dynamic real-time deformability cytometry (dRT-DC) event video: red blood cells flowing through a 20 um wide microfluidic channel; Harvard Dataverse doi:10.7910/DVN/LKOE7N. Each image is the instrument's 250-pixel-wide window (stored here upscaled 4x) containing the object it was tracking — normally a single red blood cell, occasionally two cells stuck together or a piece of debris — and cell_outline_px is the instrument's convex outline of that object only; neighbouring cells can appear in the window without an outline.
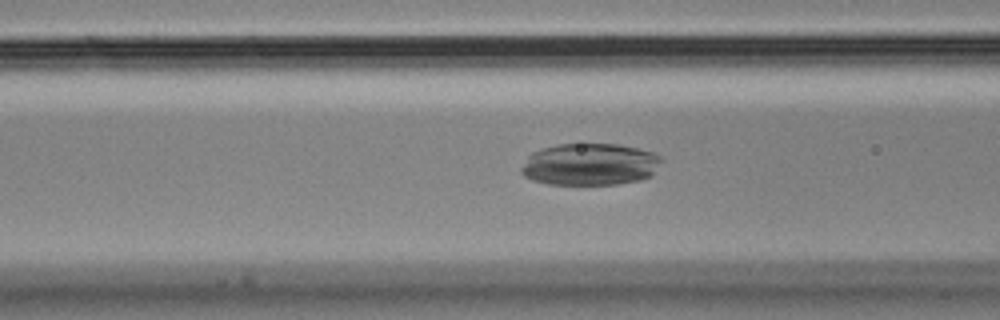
{"species": "Egyptian fruit bat (a non-hibernating species)", "species_latin": "Rousettus aegyptiacus", "temperature_condition": "cold", "stored_images_in_passage": 55, "camera_frame_rate_fps": 3000, "um_per_image_px": 0.085, "animal": {"sex": "male"}, "frame": {"image": 1, "passage_image": 21, "time_ms": 6.667, "image_size_px": [1000, 320], "cell_outline_px": [[664, 160], [652, 176], [640, 180], [616, 184], [548, 184], [532, 180], [524, 176], [520, 172], [520, 168], [528, 156], [532, 152], [544, 148], [560, 144], [620, 144], [652, 152], [660, 156]], "centroid_in_image_um": [50.16, 13.97], "position_along_channel_um": 116.4, "area_um2": 34.51}}
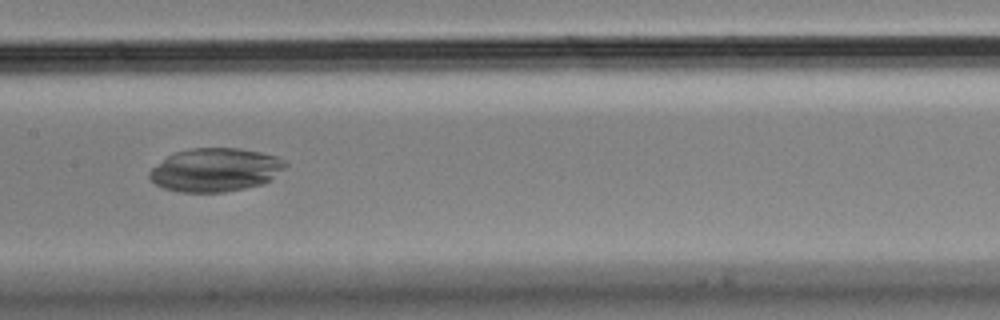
{"frame": {"image": 2, "passage_image": 27, "time_ms": 8.667, "image_size_px": [1000, 320], "cell_outline_px": [[288, 164], [284, 168], [264, 184], [224, 192], [180, 192], [164, 188], [156, 184], [148, 176], [148, 172], [152, 168], [168, 156], [176, 152], [192, 148], [240, 148], [260, 152], [276, 156], [288, 160]], "centroid_in_image_um": [18.33, 14.43], "position_along_channel_um": 189.1, "area_um2": 34.33}}
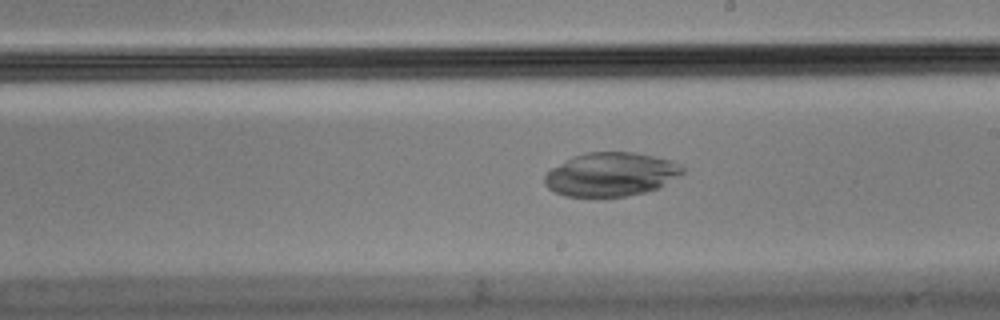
{"frame": {"image": 3, "passage_image": 31, "time_ms": 10.0, "image_size_px": [1000, 320], "cell_outline_px": [[684, 172], [656, 188], [644, 192], [624, 196], [564, 196], [548, 188], [544, 184], [544, 176], [552, 168], [572, 156], [588, 152], [636, 152], [672, 160], [680, 164], [684, 168]], "centroid_in_image_um": [51.91, 14.8], "position_along_channel_um": 237.1, "area_um2": 34.85}}